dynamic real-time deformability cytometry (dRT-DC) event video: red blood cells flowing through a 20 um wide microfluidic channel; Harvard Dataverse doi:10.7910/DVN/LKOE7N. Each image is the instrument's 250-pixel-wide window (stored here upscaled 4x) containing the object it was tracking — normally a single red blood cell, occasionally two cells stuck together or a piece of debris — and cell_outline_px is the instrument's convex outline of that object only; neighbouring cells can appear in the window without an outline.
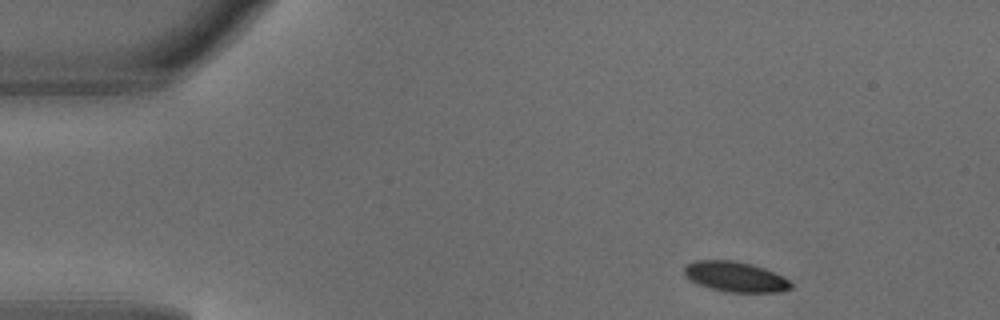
{"species": "common noctule bat (a hibernating species)", "species_latin": "Nyctalus noctula", "temperature_condition": "warm", "stored_images_in_passage": 3, "camera_frame_rate_fps": 3000, "um_per_image_px": 0.085, "animal": {"sex": "male", "body_mass_g": 18.8}, "frame": {"image": 1, "passage_image": 1, "time_ms": 0.0, "image_size_px": [1000, 320], "cell_outline_px": [[792, 288], [780, 292], [728, 292], [712, 288], [700, 284], [692, 280], [684, 272], [684, 268], [688, 264], [696, 260], [732, 260], [752, 264], [764, 268], [784, 276], [792, 284]], "centroid_in_image_um": [62.56, 23.52], "position_along_channel_um": 22.4, "area_um2": 18.55}}